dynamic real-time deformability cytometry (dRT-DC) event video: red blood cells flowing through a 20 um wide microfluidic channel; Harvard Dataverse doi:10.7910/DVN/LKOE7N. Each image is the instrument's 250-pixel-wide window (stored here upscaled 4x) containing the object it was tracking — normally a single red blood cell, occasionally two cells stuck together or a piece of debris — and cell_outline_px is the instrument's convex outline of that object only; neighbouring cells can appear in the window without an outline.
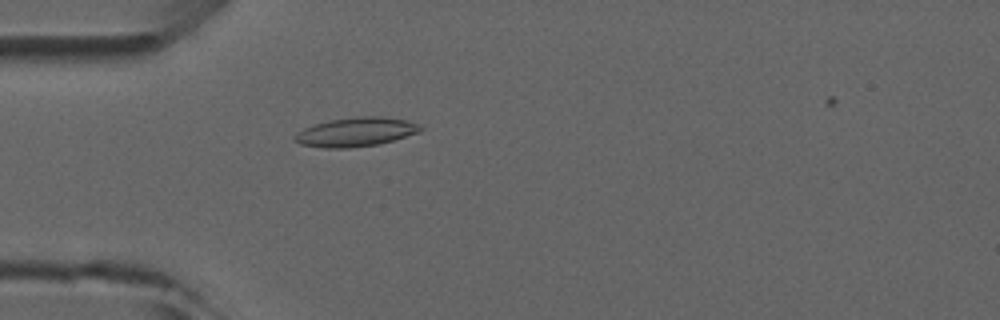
{"species": "common noctule bat (a hibernating species)", "species_latin": "Nyctalus noctula", "temperature_condition": "room temperature", "stored_images_in_passage": 4, "camera_frame_rate_fps": 3000, "um_per_image_px": 0.085, "animal": {"sex": "male", "forearm_length_mm": 52.5}, "frame": {"image": 1, "passage_image": 4, "time_ms": 4.333, "image_size_px": [1000, 320], "cell_outline_px": [[424, 128], [420, 132], [392, 140], [376, 144], [348, 148], [324, 148], [300, 144], [292, 140], [292, 136], [296, 132], [304, 128], [328, 120], [356, 116], [380, 116], [404, 120], [416, 124]], "centroid_in_image_um": [30.18, 11.22], "position_along_channel_um": 54.8, "area_um2": 21.21}}